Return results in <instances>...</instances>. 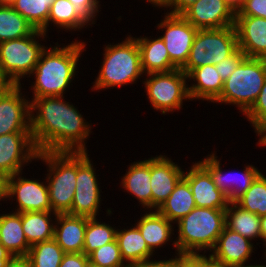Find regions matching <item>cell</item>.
<instances>
[{
	"mask_svg": "<svg viewBox=\"0 0 266 267\" xmlns=\"http://www.w3.org/2000/svg\"><path fill=\"white\" fill-rule=\"evenodd\" d=\"M22 173L8 177L7 200H16L15 212L52 211L47 182L24 178Z\"/></svg>",
	"mask_w": 266,
	"mask_h": 267,
	"instance_id": "13",
	"label": "cell"
},
{
	"mask_svg": "<svg viewBox=\"0 0 266 267\" xmlns=\"http://www.w3.org/2000/svg\"><path fill=\"white\" fill-rule=\"evenodd\" d=\"M88 257L99 267H128L122 259L117 240L94 250Z\"/></svg>",
	"mask_w": 266,
	"mask_h": 267,
	"instance_id": "37",
	"label": "cell"
},
{
	"mask_svg": "<svg viewBox=\"0 0 266 267\" xmlns=\"http://www.w3.org/2000/svg\"><path fill=\"white\" fill-rule=\"evenodd\" d=\"M157 210L145 212L135 224L141 232L148 248L154 253L155 249L163 247L171 241L175 226Z\"/></svg>",
	"mask_w": 266,
	"mask_h": 267,
	"instance_id": "25",
	"label": "cell"
},
{
	"mask_svg": "<svg viewBox=\"0 0 266 267\" xmlns=\"http://www.w3.org/2000/svg\"><path fill=\"white\" fill-rule=\"evenodd\" d=\"M86 267H99L98 265H95L93 263H91L90 261L87 263Z\"/></svg>",
	"mask_w": 266,
	"mask_h": 267,
	"instance_id": "56",
	"label": "cell"
},
{
	"mask_svg": "<svg viewBox=\"0 0 266 267\" xmlns=\"http://www.w3.org/2000/svg\"><path fill=\"white\" fill-rule=\"evenodd\" d=\"M38 153L31 132L0 135V171L7 176L23 172L29 162L36 160Z\"/></svg>",
	"mask_w": 266,
	"mask_h": 267,
	"instance_id": "12",
	"label": "cell"
},
{
	"mask_svg": "<svg viewBox=\"0 0 266 267\" xmlns=\"http://www.w3.org/2000/svg\"><path fill=\"white\" fill-rule=\"evenodd\" d=\"M235 267H266V265H265V264H264V265H262V264H261V265H260V264L257 265L256 263H255V265H253V264H250V263H249V264H246V265L244 264V265H241V266H235Z\"/></svg>",
	"mask_w": 266,
	"mask_h": 267,
	"instance_id": "55",
	"label": "cell"
},
{
	"mask_svg": "<svg viewBox=\"0 0 266 267\" xmlns=\"http://www.w3.org/2000/svg\"><path fill=\"white\" fill-rule=\"evenodd\" d=\"M169 0H146V2H149L151 4H153L152 6H154L155 8L158 7V8H162L166 6L167 2Z\"/></svg>",
	"mask_w": 266,
	"mask_h": 267,
	"instance_id": "51",
	"label": "cell"
},
{
	"mask_svg": "<svg viewBox=\"0 0 266 267\" xmlns=\"http://www.w3.org/2000/svg\"><path fill=\"white\" fill-rule=\"evenodd\" d=\"M238 48L234 26L199 29L194 38L189 58L181 70L188 75L193 69L216 65Z\"/></svg>",
	"mask_w": 266,
	"mask_h": 267,
	"instance_id": "8",
	"label": "cell"
},
{
	"mask_svg": "<svg viewBox=\"0 0 266 267\" xmlns=\"http://www.w3.org/2000/svg\"><path fill=\"white\" fill-rule=\"evenodd\" d=\"M136 40L144 76L150 73L169 72L178 68L170 60L165 43L160 36L157 39L140 36Z\"/></svg>",
	"mask_w": 266,
	"mask_h": 267,
	"instance_id": "24",
	"label": "cell"
},
{
	"mask_svg": "<svg viewBox=\"0 0 266 267\" xmlns=\"http://www.w3.org/2000/svg\"><path fill=\"white\" fill-rule=\"evenodd\" d=\"M196 29L234 26L235 9L226 0H198L181 14Z\"/></svg>",
	"mask_w": 266,
	"mask_h": 267,
	"instance_id": "16",
	"label": "cell"
},
{
	"mask_svg": "<svg viewBox=\"0 0 266 267\" xmlns=\"http://www.w3.org/2000/svg\"><path fill=\"white\" fill-rule=\"evenodd\" d=\"M125 175L121 178V187L134 196L138 203L146 210H152L151 192V158L135 161L127 167Z\"/></svg>",
	"mask_w": 266,
	"mask_h": 267,
	"instance_id": "21",
	"label": "cell"
},
{
	"mask_svg": "<svg viewBox=\"0 0 266 267\" xmlns=\"http://www.w3.org/2000/svg\"><path fill=\"white\" fill-rule=\"evenodd\" d=\"M89 257L84 253H66L59 267H86Z\"/></svg>",
	"mask_w": 266,
	"mask_h": 267,
	"instance_id": "43",
	"label": "cell"
},
{
	"mask_svg": "<svg viewBox=\"0 0 266 267\" xmlns=\"http://www.w3.org/2000/svg\"><path fill=\"white\" fill-rule=\"evenodd\" d=\"M34 27L10 4L0 3V43L27 37Z\"/></svg>",
	"mask_w": 266,
	"mask_h": 267,
	"instance_id": "31",
	"label": "cell"
},
{
	"mask_svg": "<svg viewBox=\"0 0 266 267\" xmlns=\"http://www.w3.org/2000/svg\"><path fill=\"white\" fill-rule=\"evenodd\" d=\"M21 89V85H10L0 94V135L31 132L30 98Z\"/></svg>",
	"mask_w": 266,
	"mask_h": 267,
	"instance_id": "14",
	"label": "cell"
},
{
	"mask_svg": "<svg viewBox=\"0 0 266 267\" xmlns=\"http://www.w3.org/2000/svg\"><path fill=\"white\" fill-rule=\"evenodd\" d=\"M65 254L52 238L32 245L25 259L30 267H59Z\"/></svg>",
	"mask_w": 266,
	"mask_h": 267,
	"instance_id": "34",
	"label": "cell"
},
{
	"mask_svg": "<svg viewBox=\"0 0 266 267\" xmlns=\"http://www.w3.org/2000/svg\"><path fill=\"white\" fill-rule=\"evenodd\" d=\"M254 243L237 232L224 227L209 259L219 265L235 267L249 263Z\"/></svg>",
	"mask_w": 266,
	"mask_h": 267,
	"instance_id": "18",
	"label": "cell"
},
{
	"mask_svg": "<svg viewBox=\"0 0 266 267\" xmlns=\"http://www.w3.org/2000/svg\"><path fill=\"white\" fill-rule=\"evenodd\" d=\"M55 0H12L9 4L24 17L35 30L47 35L50 7Z\"/></svg>",
	"mask_w": 266,
	"mask_h": 267,
	"instance_id": "33",
	"label": "cell"
},
{
	"mask_svg": "<svg viewBox=\"0 0 266 267\" xmlns=\"http://www.w3.org/2000/svg\"><path fill=\"white\" fill-rule=\"evenodd\" d=\"M199 162L210 172L216 187L227 196L229 202H234L238 197L244 194L252 185L255 179L262 173L252 164L246 165L242 173L222 171L221 161L215 151L207 155ZM234 173V174H233Z\"/></svg>",
	"mask_w": 266,
	"mask_h": 267,
	"instance_id": "15",
	"label": "cell"
},
{
	"mask_svg": "<svg viewBox=\"0 0 266 267\" xmlns=\"http://www.w3.org/2000/svg\"><path fill=\"white\" fill-rule=\"evenodd\" d=\"M246 57L244 52L238 47L230 56L224 58L215 65L217 73L220 74L223 82L235 71Z\"/></svg>",
	"mask_w": 266,
	"mask_h": 267,
	"instance_id": "39",
	"label": "cell"
},
{
	"mask_svg": "<svg viewBox=\"0 0 266 267\" xmlns=\"http://www.w3.org/2000/svg\"><path fill=\"white\" fill-rule=\"evenodd\" d=\"M142 81L147 98L154 110L163 115L175 112L183 107V101L190 100L187 75L180 69L169 72L146 74Z\"/></svg>",
	"mask_w": 266,
	"mask_h": 267,
	"instance_id": "9",
	"label": "cell"
},
{
	"mask_svg": "<svg viewBox=\"0 0 266 267\" xmlns=\"http://www.w3.org/2000/svg\"><path fill=\"white\" fill-rule=\"evenodd\" d=\"M10 84L6 81L4 76L0 72V94L8 87Z\"/></svg>",
	"mask_w": 266,
	"mask_h": 267,
	"instance_id": "53",
	"label": "cell"
},
{
	"mask_svg": "<svg viewBox=\"0 0 266 267\" xmlns=\"http://www.w3.org/2000/svg\"><path fill=\"white\" fill-rule=\"evenodd\" d=\"M0 243L14 258H26L28 255L31 246L24 235L19 212L12 210L0 214Z\"/></svg>",
	"mask_w": 266,
	"mask_h": 267,
	"instance_id": "26",
	"label": "cell"
},
{
	"mask_svg": "<svg viewBox=\"0 0 266 267\" xmlns=\"http://www.w3.org/2000/svg\"><path fill=\"white\" fill-rule=\"evenodd\" d=\"M163 20L157 24V28L165 32L160 37L163 39L170 60L182 68L190 54V50L198 29L189 23L182 15L164 13Z\"/></svg>",
	"mask_w": 266,
	"mask_h": 267,
	"instance_id": "11",
	"label": "cell"
},
{
	"mask_svg": "<svg viewBox=\"0 0 266 267\" xmlns=\"http://www.w3.org/2000/svg\"><path fill=\"white\" fill-rule=\"evenodd\" d=\"M45 37L42 31L35 30L27 37L0 43V72L10 85H21L22 79L30 77L46 49L39 43Z\"/></svg>",
	"mask_w": 266,
	"mask_h": 267,
	"instance_id": "7",
	"label": "cell"
},
{
	"mask_svg": "<svg viewBox=\"0 0 266 267\" xmlns=\"http://www.w3.org/2000/svg\"><path fill=\"white\" fill-rule=\"evenodd\" d=\"M75 7V10L90 24H95V18L99 13V0H69Z\"/></svg>",
	"mask_w": 266,
	"mask_h": 267,
	"instance_id": "40",
	"label": "cell"
},
{
	"mask_svg": "<svg viewBox=\"0 0 266 267\" xmlns=\"http://www.w3.org/2000/svg\"><path fill=\"white\" fill-rule=\"evenodd\" d=\"M87 217L58 214L54 225V239L65 253H82Z\"/></svg>",
	"mask_w": 266,
	"mask_h": 267,
	"instance_id": "22",
	"label": "cell"
},
{
	"mask_svg": "<svg viewBox=\"0 0 266 267\" xmlns=\"http://www.w3.org/2000/svg\"><path fill=\"white\" fill-rule=\"evenodd\" d=\"M260 227H261V240L263 241V246L266 248V215L260 217ZM264 258L266 260V249L264 252Z\"/></svg>",
	"mask_w": 266,
	"mask_h": 267,
	"instance_id": "48",
	"label": "cell"
},
{
	"mask_svg": "<svg viewBox=\"0 0 266 267\" xmlns=\"http://www.w3.org/2000/svg\"><path fill=\"white\" fill-rule=\"evenodd\" d=\"M256 135L260 137L257 145L266 147V125Z\"/></svg>",
	"mask_w": 266,
	"mask_h": 267,
	"instance_id": "50",
	"label": "cell"
},
{
	"mask_svg": "<svg viewBox=\"0 0 266 267\" xmlns=\"http://www.w3.org/2000/svg\"><path fill=\"white\" fill-rule=\"evenodd\" d=\"M235 16H256L266 18V0H244Z\"/></svg>",
	"mask_w": 266,
	"mask_h": 267,
	"instance_id": "41",
	"label": "cell"
},
{
	"mask_svg": "<svg viewBox=\"0 0 266 267\" xmlns=\"http://www.w3.org/2000/svg\"><path fill=\"white\" fill-rule=\"evenodd\" d=\"M195 207L189 183L182 177L171 195L161 204L157 211L175 224Z\"/></svg>",
	"mask_w": 266,
	"mask_h": 267,
	"instance_id": "29",
	"label": "cell"
},
{
	"mask_svg": "<svg viewBox=\"0 0 266 267\" xmlns=\"http://www.w3.org/2000/svg\"><path fill=\"white\" fill-rule=\"evenodd\" d=\"M116 240L122 259L127 265L152 259L155 254L148 248L140 230L134 224L130 229L117 228Z\"/></svg>",
	"mask_w": 266,
	"mask_h": 267,
	"instance_id": "28",
	"label": "cell"
},
{
	"mask_svg": "<svg viewBox=\"0 0 266 267\" xmlns=\"http://www.w3.org/2000/svg\"><path fill=\"white\" fill-rule=\"evenodd\" d=\"M234 9H237L243 4L244 0H226Z\"/></svg>",
	"mask_w": 266,
	"mask_h": 267,
	"instance_id": "54",
	"label": "cell"
},
{
	"mask_svg": "<svg viewBox=\"0 0 266 267\" xmlns=\"http://www.w3.org/2000/svg\"><path fill=\"white\" fill-rule=\"evenodd\" d=\"M166 155L151 157L150 185L152 192V210H157L171 195L184 171Z\"/></svg>",
	"mask_w": 266,
	"mask_h": 267,
	"instance_id": "19",
	"label": "cell"
},
{
	"mask_svg": "<svg viewBox=\"0 0 266 267\" xmlns=\"http://www.w3.org/2000/svg\"><path fill=\"white\" fill-rule=\"evenodd\" d=\"M55 45L46 46L30 75L35 80L31 85V99L64 96L77 75V65L83 51H86V42L75 40L62 47L58 43Z\"/></svg>",
	"mask_w": 266,
	"mask_h": 267,
	"instance_id": "2",
	"label": "cell"
},
{
	"mask_svg": "<svg viewBox=\"0 0 266 267\" xmlns=\"http://www.w3.org/2000/svg\"><path fill=\"white\" fill-rule=\"evenodd\" d=\"M207 256L208 255H204V267H228V266H222V265L212 262Z\"/></svg>",
	"mask_w": 266,
	"mask_h": 267,
	"instance_id": "52",
	"label": "cell"
},
{
	"mask_svg": "<svg viewBox=\"0 0 266 267\" xmlns=\"http://www.w3.org/2000/svg\"><path fill=\"white\" fill-rule=\"evenodd\" d=\"M14 259L12 254L0 243V267H5Z\"/></svg>",
	"mask_w": 266,
	"mask_h": 267,
	"instance_id": "46",
	"label": "cell"
},
{
	"mask_svg": "<svg viewBox=\"0 0 266 267\" xmlns=\"http://www.w3.org/2000/svg\"><path fill=\"white\" fill-rule=\"evenodd\" d=\"M259 217L266 215V176L261 173L247 191L234 201Z\"/></svg>",
	"mask_w": 266,
	"mask_h": 267,
	"instance_id": "36",
	"label": "cell"
},
{
	"mask_svg": "<svg viewBox=\"0 0 266 267\" xmlns=\"http://www.w3.org/2000/svg\"><path fill=\"white\" fill-rule=\"evenodd\" d=\"M5 267H30L28 261L25 258H15L11 263Z\"/></svg>",
	"mask_w": 266,
	"mask_h": 267,
	"instance_id": "49",
	"label": "cell"
},
{
	"mask_svg": "<svg viewBox=\"0 0 266 267\" xmlns=\"http://www.w3.org/2000/svg\"><path fill=\"white\" fill-rule=\"evenodd\" d=\"M91 126L64 96L30 100V129L38 152H86Z\"/></svg>",
	"mask_w": 266,
	"mask_h": 267,
	"instance_id": "1",
	"label": "cell"
},
{
	"mask_svg": "<svg viewBox=\"0 0 266 267\" xmlns=\"http://www.w3.org/2000/svg\"><path fill=\"white\" fill-rule=\"evenodd\" d=\"M198 0H169L164 8L171 10L168 13L181 15L188 7Z\"/></svg>",
	"mask_w": 266,
	"mask_h": 267,
	"instance_id": "44",
	"label": "cell"
},
{
	"mask_svg": "<svg viewBox=\"0 0 266 267\" xmlns=\"http://www.w3.org/2000/svg\"><path fill=\"white\" fill-rule=\"evenodd\" d=\"M101 69L93 83L92 91L113 89L130 85L144 75L141 68L140 50L136 37L128 35L118 44L103 47Z\"/></svg>",
	"mask_w": 266,
	"mask_h": 267,
	"instance_id": "4",
	"label": "cell"
},
{
	"mask_svg": "<svg viewBox=\"0 0 266 267\" xmlns=\"http://www.w3.org/2000/svg\"><path fill=\"white\" fill-rule=\"evenodd\" d=\"M183 178L189 183L196 207L227 208V196L216 187L210 172L199 161L184 171Z\"/></svg>",
	"mask_w": 266,
	"mask_h": 267,
	"instance_id": "17",
	"label": "cell"
},
{
	"mask_svg": "<svg viewBox=\"0 0 266 267\" xmlns=\"http://www.w3.org/2000/svg\"><path fill=\"white\" fill-rule=\"evenodd\" d=\"M97 218H88L84 236L83 252L89 256L94 250L116 240L117 229Z\"/></svg>",
	"mask_w": 266,
	"mask_h": 267,
	"instance_id": "35",
	"label": "cell"
},
{
	"mask_svg": "<svg viewBox=\"0 0 266 267\" xmlns=\"http://www.w3.org/2000/svg\"><path fill=\"white\" fill-rule=\"evenodd\" d=\"M266 78V59L246 57L224 81L213 103L235 105L245 115L256 102Z\"/></svg>",
	"mask_w": 266,
	"mask_h": 267,
	"instance_id": "6",
	"label": "cell"
},
{
	"mask_svg": "<svg viewBox=\"0 0 266 267\" xmlns=\"http://www.w3.org/2000/svg\"><path fill=\"white\" fill-rule=\"evenodd\" d=\"M88 156L87 151L77 152L76 189L71 210L67 214L97 218L101 208L102 191L97 179L99 175L96 174L93 162Z\"/></svg>",
	"mask_w": 266,
	"mask_h": 267,
	"instance_id": "10",
	"label": "cell"
},
{
	"mask_svg": "<svg viewBox=\"0 0 266 267\" xmlns=\"http://www.w3.org/2000/svg\"><path fill=\"white\" fill-rule=\"evenodd\" d=\"M238 47L247 57L266 59V18L235 16Z\"/></svg>",
	"mask_w": 266,
	"mask_h": 267,
	"instance_id": "20",
	"label": "cell"
},
{
	"mask_svg": "<svg viewBox=\"0 0 266 267\" xmlns=\"http://www.w3.org/2000/svg\"><path fill=\"white\" fill-rule=\"evenodd\" d=\"M12 0H0V3H6L9 4Z\"/></svg>",
	"mask_w": 266,
	"mask_h": 267,
	"instance_id": "57",
	"label": "cell"
},
{
	"mask_svg": "<svg viewBox=\"0 0 266 267\" xmlns=\"http://www.w3.org/2000/svg\"><path fill=\"white\" fill-rule=\"evenodd\" d=\"M174 267H204V254H174Z\"/></svg>",
	"mask_w": 266,
	"mask_h": 267,
	"instance_id": "42",
	"label": "cell"
},
{
	"mask_svg": "<svg viewBox=\"0 0 266 267\" xmlns=\"http://www.w3.org/2000/svg\"><path fill=\"white\" fill-rule=\"evenodd\" d=\"M225 225L250 241L261 239L260 217L251 213L235 202H229L225 210Z\"/></svg>",
	"mask_w": 266,
	"mask_h": 267,
	"instance_id": "30",
	"label": "cell"
},
{
	"mask_svg": "<svg viewBox=\"0 0 266 267\" xmlns=\"http://www.w3.org/2000/svg\"><path fill=\"white\" fill-rule=\"evenodd\" d=\"M225 210L195 207L176 222L178 236L171 242L177 254L211 253L226 226Z\"/></svg>",
	"mask_w": 266,
	"mask_h": 267,
	"instance_id": "3",
	"label": "cell"
},
{
	"mask_svg": "<svg viewBox=\"0 0 266 267\" xmlns=\"http://www.w3.org/2000/svg\"><path fill=\"white\" fill-rule=\"evenodd\" d=\"M58 29H65L64 31H79L83 27L86 28L90 24L75 10L74 5L69 0H55L50 7V12L47 21L48 27L51 24ZM86 26V27H85ZM82 28V29H81Z\"/></svg>",
	"mask_w": 266,
	"mask_h": 267,
	"instance_id": "32",
	"label": "cell"
},
{
	"mask_svg": "<svg viewBox=\"0 0 266 267\" xmlns=\"http://www.w3.org/2000/svg\"><path fill=\"white\" fill-rule=\"evenodd\" d=\"M8 177L0 171V201L7 199Z\"/></svg>",
	"mask_w": 266,
	"mask_h": 267,
	"instance_id": "47",
	"label": "cell"
},
{
	"mask_svg": "<svg viewBox=\"0 0 266 267\" xmlns=\"http://www.w3.org/2000/svg\"><path fill=\"white\" fill-rule=\"evenodd\" d=\"M128 267H174V257L163 260L148 259L141 262H137Z\"/></svg>",
	"mask_w": 266,
	"mask_h": 267,
	"instance_id": "45",
	"label": "cell"
},
{
	"mask_svg": "<svg viewBox=\"0 0 266 267\" xmlns=\"http://www.w3.org/2000/svg\"><path fill=\"white\" fill-rule=\"evenodd\" d=\"M188 82L192 80L194 83L188 84V94L190 100H205L214 102L221 94L224 82L214 65H205L193 69L187 75Z\"/></svg>",
	"mask_w": 266,
	"mask_h": 267,
	"instance_id": "23",
	"label": "cell"
},
{
	"mask_svg": "<svg viewBox=\"0 0 266 267\" xmlns=\"http://www.w3.org/2000/svg\"><path fill=\"white\" fill-rule=\"evenodd\" d=\"M245 117L256 134L266 125V78L256 102L245 114Z\"/></svg>",
	"mask_w": 266,
	"mask_h": 267,
	"instance_id": "38",
	"label": "cell"
},
{
	"mask_svg": "<svg viewBox=\"0 0 266 267\" xmlns=\"http://www.w3.org/2000/svg\"><path fill=\"white\" fill-rule=\"evenodd\" d=\"M36 160L45 162L47 166L48 173L43 180L47 182L52 212L67 214L76 189L77 152H39Z\"/></svg>",
	"mask_w": 266,
	"mask_h": 267,
	"instance_id": "5",
	"label": "cell"
},
{
	"mask_svg": "<svg viewBox=\"0 0 266 267\" xmlns=\"http://www.w3.org/2000/svg\"><path fill=\"white\" fill-rule=\"evenodd\" d=\"M20 215L23 232L30 246L54 238L57 213L52 211H31L20 213ZM52 217L55 218L53 219Z\"/></svg>",
	"mask_w": 266,
	"mask_h": 267,
	"instance_id": "27",
	"label": "cell"
}]
</instances>
